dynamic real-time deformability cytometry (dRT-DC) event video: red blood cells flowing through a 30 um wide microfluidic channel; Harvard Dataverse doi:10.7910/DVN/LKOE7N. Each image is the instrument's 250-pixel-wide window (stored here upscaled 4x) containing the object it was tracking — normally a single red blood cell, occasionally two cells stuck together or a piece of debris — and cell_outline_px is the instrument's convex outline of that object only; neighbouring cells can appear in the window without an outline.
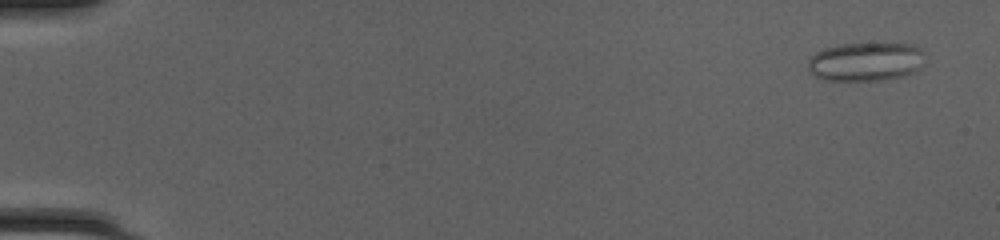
{"species": "common noctule bat (a hibernating species)", "species_latin": "Nyctalus noctula", "temperature_condition": "cold", "stored_images_in_passage": 50, "camera_frame_rate_fps": 3000, "um_per_image_px": 0.085, "animal": {"sex": "female", "body_mass_g": 20.0, "forearm_length_mm": 54.0}, "frame": {"image": 1, "passage_image": 3, "time_ms": 0.667, "image_size_px": [1000, 240], "cell_outline_px": [[924, 64], [916, 72], [904, 76], [880, 80], [824, 80], [808, 72], [808, 60], [816, 52], [824, 48], [840, 44], [916, 44], [924, 52]], "centroid_in_image_um": [73.62, 5.24], "position_along_channel_um": 11.4, "area_um2": 26.65}}
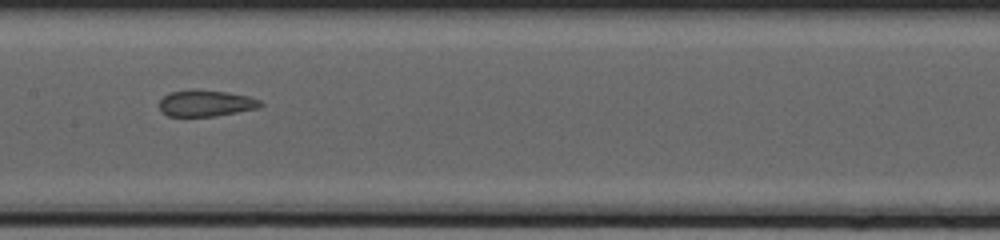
{"frame": {"image": 2, "passage_image": 27, "time_ms": 8.667, "image_size_px": [1000, 240], "cell_outline_px": [[264, 104], [260, 108], [216, 116], [168, 116], [160, 112], [160, 100], [168, 92], [192, 88], [196, 88], [228, 92], [248, 96], [260, 100]], "centroid_in_image_um": [17.49, 8.76], "position_along_channel_um": 189.9, "area_um2": 15.95}}
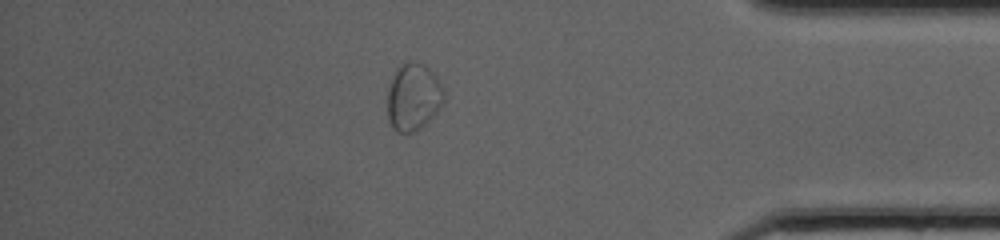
{"frame": {"image": 3, "passage_image": 44, "time_ms": 14.333, "image_size_px": [1000, 240], "cell_outline_px": [[444, 100], [440, 108], [420, 128], [412, 132], [396, 132], [392, 128], [388, 120], [388, 88], [396, 68], [412, 60], [424, 64], [432, 72], [444, 88]], "centroid_in_image_um": [35.13, 8.24], "position_along_channel_um": 400.1, "area_um2": 22.02}, "authors_computed_cell_mechanics": {"area_um2": 21.0392, "velocity_mm_per_s": 4.2202, "shape_relaxation_time_tau1_ms": null, "shape_relaxation_time_tau2_ms": 1.3279, "deformation_change_tau1": null, "deformation_change_tau2": 0.0755}}